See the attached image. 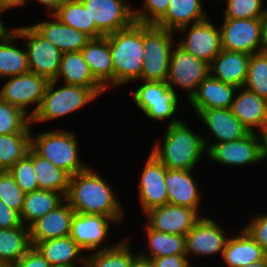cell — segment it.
Segmentation results:
<instances>
[{
	"label": "cell",
	"instance_id": "1",
	"mask_svg": "<svg viewBox=\"0 0 267 267\" xmlns=\"http://www.w3.org/2000/svg\"><path fill=\"white\" fill-rule=\"evenodd\" d=\"M110 186L97 174L87 168L70 177L65 199L79 214H98L120 221L122 208Z\"/></svg>",
	"mask_w": 267,
	"mask_h": 267
},
{
	"label": "cell",
	"instance_id": "2",
	"mask_svg": "<svg viewBox=\"0 0 267 267\" xmlns=\"http://www.w3.org/2000/svg\"><path fill=\"white\" fill-rule=\"evenodd\" d=\"M157 145L151 153L169 169L193 170L207 143L180 120H171L166 129L163 148Z\"/></svg>",
	"mask_w": 267,
	"mask_h": 267
},
{
	"label": "cell",
	"instance_id": "3",
	"mask_svg": "<svg viewBox=\"0 0 267 267\" xmlns=\"http://www.w3.org/2000/svg\"><path fill=\"white\" fill-rule=\"evenodd\" d=\"M113 63V85H123L140 79L144 62L143 24L131 26L107 35Z\"/></svg>",
	"mask_w": 267,
	"mask_h": 267
},
{
	"label": "cell",
	"instance_id": "4",
	"mask_svg": "<svg viewBox=\"0 0 267 267\" xmlns=\"http://www.w3.org/2000/svg\"><path fill=\"white\" fill-rule=\"evenodd\" d=\"M172 32L155 24H143L145 55L140 80L167 81L172 53Z\"/></svg>",
	"mask_w": 267,
	"mask_h": 267
},
{
	"label": "cell",
	"instance_id": "5",
	"mask_svg": "<svg viewBox=\"0 0 267 267\" xmlns=\"http://www.w3.org/2000/svg\"><path fill=\"white\" fill-rule=\"evenodd\" d=\"M32 137L31 148L70 176L88 168L79 162L77 141L71 132L50 131Z\"/></svg>",
	"mask_w": 267,
	"mask_h": 267
},
{
	"label": "cell",
	"instance_id": "6",
	"mask_svg": "<svg viewBox=\"0 0 267 267\" xmlns=\"http://www.w3.org/2000/svg\"><path fill=\"white\" fill-rule=\"evenodd\" d=\"M56 81H49L33 122H43L67 115L94 100L98 95L88 87L65 84L57 90Z\"/></svg>",
	"mask_w": 267,
	"mask_h": 267
},
{
	"label": "cell",
	"instance_id": "7",
	"mask_svg": "<svg viewBox=\"0 0 267 267\" xmlns=\"http://www.w3.org/2000/svg\"><path fill=\"white\" fill-rule=\"evenodd\" d=\"M18 37L27 38V56L31 73L55 80L60 68L62 52L44 39L32 26L15 29Z\"/></svg>",
	"mask_w": 267,
	"mask_h": 267
},
{
	"label": "cell",
	"instance_id": "8",
	"mask_svg": "<svg viewBox=\"0 0 267 267\" xmlns=\"http://www.w3.org/2000/svg\"><path fill=\"white\" fill-rule=\"evenodd\" d=\"M210 74L209 64L196 58L177 44L172 50L167 84L176 94L172 85H177L183 90H189V100L195 94L197 87Z\"/></svg>",
	"mask_w": 267,
	"mask_h": 267
},
{
	"label": "cell",
	"instance_id": "9",
	"mask_svg": "<svg viewBox=\"0 0 267 267\" xmlns=\"http://www.w3.org/2000/svg\"><path fill=\"white\" fill-rule=\"evenodd\" d=\"M48 80L35 73L11 76L0 92V99L25 111L26 105L36 103L37 106L29 117H33L40 108Z\"/></svg>",
	"mask_w": 267,
	"mask_h": 267
},
{
	"label": "cell",
	"instance_id": "10",
	"mask_svg": "<svg viewBox=\"0 0 267 267\" xmlns=\"http://www.w3.org/2000/svg\"><path fill=\"white\" fill-rule=\"evenodd\" d=\"M89 10L91 22L107 36L135 22L134 11L123 0H81Z\"/></svg>",
	"mask_w": 267,
	"mask_h": 267
},
{
	"label": "cell",
	"instance_id": "11",
	"mask_svg": "<svg viewBox=\"0 0 267 267\" xmlns=\"http://www.w3.org/2000/svg\"><path fill=\"white\" fill-rule=\"evenodd\" d=\"M220 29L223 50L239 51L249 55L260 53L261 18H225Z\"/></svg>",
	"mask_w": 267,
	"mask_h": 267
},
{
	"label": "cell",
	"instance_id": "12",
	"mask_svg": "<svg viewBox=\"0 0 267 267\" xmlns=\"http://www.w3.org/2000/svg\"><path fill=\"white\" fill-rule=\"evenodd\" d=\"M134 94L137 106L151 119L164 120L174 115L178 98L167 82L144 81Z\"/></svg>",
	"mask_w": 267,
	"mask_h": 267
},
{
	"label": "cell",
	"instance_id": "13",
	"mask_svg": "<svg viewBox=\"0 0 267 267\" xmlns=\"http://www.w3.org/2000/svg\"><path fill=\"white\" fill-rule=\"evenodd\" d=\"M261 137L250 132L242 139L214 143L208 147V155L212 160L225 165H245L262 161Z\"/></svg>",
	"mask_w": 267,
	"mask_h": 267
},
{
	"label": "cell",
	"instance_id": "14",
	"mask_svg": "<svg viewBox=\"0 0 267 267\" xmlns=\"http://www.w3.org/2000/svg\"><path fill=\"white\" fill-rule=\"evenodd\" d=\"M198 211L188 207L166 204L146 212L149 217V227L167 234L186 236L200 219Z\"/></svg>",
	"mask_w": 267,
	"mask_h": 267
},
{
	"label": "cell",
	"instance_id": "15",
	"mask_svg": "<svg viewBox=\"0 0 267 267\" xmlns=\"http://www.w3.org/2000/svg\"><path fill=\"white\" fill-rule=\"evenodd\" d=\"M178 45L196 58L210 64L222 51L221 32L207 19L193 22L187 37Z\"/></svg>",
	"mask_w": 267,
	"mask_h": 267
},
{
	"label": "cell",
	"instance_id": "16",
	"mask_svg": "<svg viewBox=\"0 0 267 267\" xmlns=\"http://www.w3.org/2000/svg\"><path fill=\"white\" fill-rule=\"evenodd\" d=\"M165 176L166 167L151 153L139 183V198L145 212L168 204Z\"/></svg>",
	"mask_w": 267,
	"mask_h": 267
},
{
	"label": "cell",
	"instance_id": "17",
	"mask_svg": "<svg viewBox=\"0 0 267 267\" xmlns=\"http://www.w3.org/2000/svg\"><path fill=\"white\" fill-rule=\"evenodd\" d=\"M74 209L68 204L61 203L55 209L36 220L30 228L32 246L39 242L69 236L71 233Z\"/></svg>",
	"mask_w": 267,
	"mask_h": 267
},
{
	"label": "cell",
	"instance_id": "18",
	"mask_svg": "<svg viewBox=\"0 0 267 267\" xmlns=\"http://www.w3.org/2000/svg\"><path fill=\"white\" fill-rule=\"evenodd\" d=\"M228 238L223 230L209 218H200L185 236L186 257L190 252L198 255L223 254Z\"/></svg>",
	"mask_w": 267,
	"mask_h": 267
},
{
	"label": "cell",
	"instance_id": "19",
	"mask_svg": "<svg viewBox=\"0 0 267 267\" xmlns=\"http://www.w3.org/2000/svg\"><path fill=\"white\" fill-rule=\"evenodd\" d=\"M250 56L244 52L222 49L209 64L210 75L225 84L241 89L247 79Z\"/></svg>",
	"mask_w": 267,
	"mask_h": 267
},
{
	"label": "cell",
	"instance_id": "20",
	"mask_svg": "<svg viewBox=\"0 0 267 267\" xmlns=\"http://www.w3.org/2000/svg\"><path fill=\"white\" fill-rule=\"evenodd\" d=\"M109 220L116 222L104 215L75 213L70 236L83 250H96L108 234Z\"/></svg>",
	"mask_w": 267,
	"mask_h": 267
},
{
	"label": "cell",
	"instance_id": "21",
	"mask_svg": "<svg viewBox=\"0 0 267 267\" xmlns=\"http://www.w3.org/2000/svg\"><path fill=\"white\" fill-rule=\"evenodd\" d=\"M197 89L189 101L199 114L202 110L213 108L231 109L233 92L238 88L225 84L209 74Z\"/></svg>",
	"mask_w": 267,
	"mask_h": 267
},
{
	"label": "cell",
	"instance_id": "22",
	"mask_svg": "<svg viewBox=\"0 0 267 267\" xmlns=\"http://www.w3.org/2000/svg\"><path fill=\"white\" fill-rule=\"evenodd\" d=\"M55 21H44L32 27L62 53L81 51L91 38L60 22L56 17Z\"/></svg>",
	"mask_w": 267,
	"mask_h": 267
},
{
	"label": "cell",
	"instance_id": "23",
	"mask_svg": "<svg viewBox=\"0 0 267 267\" xmlns=\"http://www.w3.org/2000/svg\"><path fill=\"white\" fill-rule=\"evenodd\" d=\"M218 140L216 143L236 141L250 131L232 113L231 109L213 108L198 114Z\"/></svg>",
	"mask_w": 267,
	"mask_h": 267
},
{
	"label": "cell",
	"instance_id": "24",
	"mask_svg": "<svg viewBox=\"0 0 267 267\" xmlns=\"http://www.w3.org/2000/svg\"><path fill=\"white\" fill-rule=\"evenodd\" d=\"M191 172L192 170L166 168L165 187L169 204L198 211L200 198Z\"/></svg>",
	"mask_w": 267,
	"mask_h": 267
},
{
	"label": "cell",
	"instance_id": "25",
	"mask_svg": "<svg viewBox=\"0 0 267 267\" xmlns=\"http://www.w3.org/2000/svg\"><path fill=\"white\" fill-rule=\"evenodd\" d=\"M93 77L105 88L113 84V63L107 36L91 39L81 50Z\"/></svg>",
	"mask_w": 267,
	"mask_h": 267
},
{
	"label": "cell",
	"instance_id": "26",
	"mask_svg": "<svg viewBox=\"0 0 267 267\" xmlns=\"http://www.w3.org/2000/svg\"><path fill=\"white\" fill-rule=\"evenodd\" d=\"M231 111L250 132H254L253 127H260V131L264 132L267 113L266 99L245 87L233 99Z\"/></svg>",
	"mask_w": 267,
	"mask_h": 267
},
{
	"label": "cell",
	"instance_id": "27",
	"mask_svg": "<svg viewBox=\"0 0 267 267\" xmlns=\"http://www.w3.org/2000/svg\"><path fill=\"white\" fill-rule=\"evenodd\" d=\"M62 76L65 84L91 88L97 95L106 89L93 77L81 51L62 53L58 77Z\"/></svg>",
	"mask_w": 267,
	"mask_h": 267
},
{
	"label": "cell",
	"instance_id": "28",
	"mask_svg": "<svg viewBox=\"0 0 267 267\" xmlns=\"http://www.w3.org/2000/svg\"><path fill=\"white\" fill-rule=\"evenodd\" d=\"M222 257L229 267H244L264 260L267 253L244 229L239 236L227 240Z\"/></svg>",
	"mask_w": 267,
	"mask_h": 267
},
{
	"label": "cell",
	"instance_id": "29",
	"mask_svg": "<svg viewBox=\"0 0 267 267\" xmlns=\"http://www.w3.org/2000/svg\"><path fill=\"white\" fill-rule=\"evenodd\" d=\"M200 0H170L165 15L155 24L169 30L186 31L190 22L206 19Z\"/></svg>",
	"mask_w": 267,
	"mask_h": 267
},
{
	"label": "cell",
	"instance_id": "30",
	"mask_svg": "<svg viewBox=\"0 0 267 267\" xmlns=\"http://www.w3.org/2000/svg\"><path fill=\"white\" fill-rule=\"evenodd\" d=\"M27 155L33 160L34 173L39 189L60 192L65 197L71 176L52 164L48 159L38 155L31 147Z\"/></svg>",
	"mask_w": 267,
	"mask_h": 267
},
{
	"label": "cell",
	"instance_id": "31",
	"mask_svg": "<svg viewBox=\"0 0 267 267\" xmlns=\"http://www.w3.org/2000/svg\"><path fill=\"white\" fill-rule=\"evenodd\" d=\"M20 227L0 228V264L13 265L32 247L30 228Z\"/></svg>",
	"mask_w": 267,
	"mask_h": 267
},
{
	"label": "cell",
	"instance_id": "32",
	"mask_svg": "<svg viewBox=\"0 0 267 267\" xmlns=\"http://www.w3.org/2000/svg\"><path fill=\"white\" fill-rule=\"evenodd\" d=\"M52 16L63 24L85 33L91 39L104 36L96 28L95 23L91 22L89 10L81 0H65Z\"/></svg>",
	"mask_w": 267,
	"mask_h": 267
},
{
	"label": "cell",
	"instance_id": "33",
	"mask_svg": "<svg viewBox=\"0 0 267 267\" xmlns=\"http://www.w3.org/2000/svg\"><path fill=\"white\" fill-rule=\"evenodd\" d=\"M35 247L51 266L76 267L75 259L83 251L70 235L39 242Z\"/></svg>",
	"mask_w": 267,
	"mask_h": 267
},
{
	"label": "cell",
	"instance_id": "34",
	"mask_svg": "<svg viewBox=\"0 0 267 267\" xmlns=\"http://www.w3.org/2000/svg\"><path fill=\"white\" fill-rule=\"evenodd\" d=\"M61 194L60 192L44 189L25 193L23 207L20 212L23 225L24 221L29 222L30 225L28 227H30L40 217L59 206L63 202L62 200L65 199Z\"/></svg>",
	"mask_w": 267,
	"mask_h": 267
},
{
	"label": "cell",
	"instance_id": "35",
	"mask_svg": "<svg viewBox=\"0 0 267 267\" xmlns=\"http://www.w3.org/2000/svg\"><path fill=\"white\" fill-rule=\"evenodd\" d=\"M17 33L11 31L0 39V76H17L30 72L27 51L13 46ZM2 42V43H1Z\"/></svg>",
	"mask_w": 267,
	"mask_h": 267
},
{
	"label": "cell",
	"instance_id": "36",
	"mask_svg": "<svg viewBox=\"0 0 267 267\" xmlns=\"http://www.w3.org/2000/svg\"><path fill=\"white\" fill-rule=\"evenodd\" d=\"M31 133L0 134V170L8 171L31 147Z\"/></svg>",
	"mask_w": 267,
	"mask_h": 267
},
{
	"label": "cell",
	"instance_id": "37",
	"mask_svg": "<svg viewBox=\"0 0 267 267\" xmlns=\"http://www.w3.org/2000/svg\"><path fill=\"white\" fill-rule=\"evenodd\" d=\"M149 247L151 249V258L141 253L140 256L149 260L169 256L186 255L185 236L178 234H167L154 230L147 226Z\"/></svg>",
	"mask_w": 267,
	"mask_h": 267
},
{
	"label": "cell",
	"instance_id": "38",
	"mask_svg": "<svg viewBox=\"0 0 267 267\" xmlns=\"http://www.w3.org/2000/svg\"><path fill=\"white\" fill-rule=\"evenodd\" d=\"M126 241L118 243L113 247L102 248L90 257L80 259L86 267H130L133 255Z\"/></svg>",
	"mask_w": 267,
	"mask_h": 267
},
{
	"label": "cell",
	"instance_id": "39",
	"mask_svg": "<svg viewBox=\"0 0 267 267\" xmlns=\"http://www.w3.org/2000/svg\"><path fill=\"white\" fill-rule=\"evenodd\" d=\"M26 112L0 99V134L30 133L31 117Z\"/></svg>",
	"mask_w": 267,
	"mask_h": 267
},
{
	"label": "cell",
	"instance_id": "40",
	"mask_svg": "<svg viewBox=\"0 0 267 267\" xmlns=\"http://www.w3.org/2000/svg\"><path fill=\"white\" fill-rule=\"evenodd\" d=\"M245 85L248 90L267 100V54L256 53L250 56Z\"/></svg>",
	"mask_w": 267,
	"mask_h": 267
},
{
	"label": "cell",
	"instance_id": "41",
	"mask_svg": "<svg viewBox=\"0 0 267 267\" xmlns=\"http://www.w3.org/2000/svg\"><path fill=\"white\" fill-rule=\"evenodd\" d=\"M8 171L24 193L39 190L34 173L33 160L27 154Z\"/></svg>",
	"mask_w": 267,
	"mask_h": 267
},
{
	"label": "cell",
	"instance_id": "42",
	"mask_svg": "<svg viewBox=\"0 0 267 267\" xmlns=\"http://www.w3.org/2000/svg\"><path fill=\"white\" fill-rule=\"evenodd\" d=\"M25 193L16 184L9 171L0 172V199L10 208L18 211L22 210Z\"/></svg>",
	"mask_w": 267,
	"mask_h": 267
},
{
	"label": "cell",
	"instance_id": "43",
	"mask_svg": "<svg viewBox=\"0 0 267 267\" xmlns=\"http://www.w3.org/2000/svg\"><path fill=\"white\" fill-rule=\"evenodd\" d=\"M262 2V0H227L225 18H262L267 12V9L262 11Z\"/></svg>",
	"mask_w": 267,
	"mask_h": 267
},
{
	"label": "cell",
	"instance_id": "44",
	"mask_svg": "<svg viewBox=\"0 0 267 267\" xmlns=\"http://www.w3.org/2000/svg\"><path fill=\"white\" fill-rule=\"evenodd\" d=\"M170 0H144L147 12L134 11L135 22L142 24H156L167 12Z\"/></svg>",
	"mask_w": 267,
	"mask_h": 267
},
{
	"label": "cell",
	"instance_id": "45",
	"mask_svg": "<svg viewBox=\"0 0 267 267\" xmlns=\"http://www.w3.org/2000/svg\"><path fill=\"white\" fill-rule=\"evenodd\" d=\"M244 229L267 253V215L257 216Z\"/></svg>",
	"mask_w": 267,
	"mask_h": 267
},
{
	"label": "cell",
	"instance_id": "46",
	"mask_svg": "<svg viewBox=\"0 0 267 267\" xmlns=\"http://www.w3.org/2000/svg\"><path fill=\"white\" fill-rule=\"evenodd\" d=\"M13 267H51L40 251L32 246L27 253L22 256Z\"/></svg>",
	"mask_w": 267,
	"mask_h": 267
},
{
	"label": "cell",
	"instance_id": "47",
	"mask_svg": "<svg viewBox=\"0 0 267 267\" xmlns=\"http://www.w3.org/2000/svg\"><path fill=\"white\" fill-rule=\"evenodd\" d=\"M21 225H23V223L20 218V213L7 206L0 199V228L10 229L20 227Z\"/></svg>",
	"mask_w": 267,
	"mask_h": 267
},
{
	"label": "cell",
	"instance_id": "48",
	"mask_svg": "<svg viewBox=\"0 0 267 267\" xmlns=\"http://www.w3.org/2000/svg\"><path fill=\"white\" fill-rule=\"evenodd\" d=\"M186 255H169L152 259V267H184L189 261Z\"/></svg>",
	"mask_w": 267,
	"mask_h": 267
},
{
	"label": "cell",
	"instance_id": "49",
	"mask_svg": "<svg viewBox=\"0 0 267 267\" xmlns=\"http://www.w3.org/2000/svg\"><path fill=\"white\" fill-rule=\"evenodd\" d=\"M260 53L267 54V12L261 18Z\"/></svg>",
	"mask_w": 267,
	"mask_h": 267
},
{
	"label": "cell",
	"instance_id": "50",
	"mask_svg": "<svg viewBox=\"0 0 267 267\" xmlns=\"http://www.w3.org/2000/svg\"><path fill=\"white\" fill-rule=\"evenodd\" d=\"M20 5L25 3V0H19ZM44 5L48 6V9H51L53 13H51V16L57 11V9L64 3L65 0H37Z\"/></svg>",
	"mask_w": 267,
	"mask_h": 267
},
{
	"label": "cell",
	"instance_id": "51",
	"mask_svg": "<svg viewBox=\"0 0 267 267\" xmlns=\"http://www.w3.org/2000/svg\"><path fill=\"white\" fill-rule=\"evenodd\" d=\"M130 267H152V262L151 260L144 258L140 255L139 256L135 255V258L130 264Z\"/></svg>",
	"mask_w": 267,
	"mask_h": 267
},
{
	"label": "cell",
	"instance_id": "52",
	"mask_svg": "<svg viewBox=\"0 0 267 267\" xmlns=\"http://www.w3.org/2000/svg\"><path fill=\"white\" fill-rule=\"evenodd\" d=\"M261 135V151H262V160L267 157V132H260Z\"/></svg>",
	"mask_w": 267,
	"mask_h": 267
},
{
	"label": "cell",
	"instance_id": "53",
	"mask_svg": "<svg viewBox=\"0 0 267 267\" xmlns=\"http://www.w3.org/2000/svg\"><path fill=\"white\" fill-rule=\"evenodd\" d=\"M20 1L19 0H0V7H3L5 10L8 8L19 6Z\"/></svg>",
	"mask_w": 267,
	"mask_h": 267
},
{
	"label": "cell",
	"instance_id": "54",
	"mask_svg": "<svg viewBox=\"0 0 267 267\" xmlns=\"http://www.w3.org/2000/svg\"><path fill=\"white\" fill-rule=\"evenodd\" d=\"M5 9L3 7H0V13L3 12ZM10 32L5 29L4 25L2 24V22L0 21V39H2L3 37L7 36Z\"/></svg>",
	"mask_w": 267,
	"mask_h": 267
},
{
	"label": "cell",
	"instance_id": "55",
	"mask_svg": "<svg viewBox=\"0 0 267 267\" xmlns=\"http://www.w3.org/2000/svg\"><path fill=\"white\" fill-rule=\"evenodd\" d=\"M244 267H267V257L264 260L251 263L250 265Z\"/></svg>",
	"mask_w": 267,
	"mask_h": 267
},
{
	"label": "cell",
	"instance_id": "56",
	"mask_svg": "<svg viewBox=\"0 0 267 267\" xmlns=\"http://www.w3.org/2000/svg\"><path fill=\"white\" fill-rule=\"evenodd\" d=\"M264 132H267V113H266V121H265V126H264Z\"/></svg>",
	"mask_w": 267,
	"mask_h": 267
},
{
	"label": "cell",
	"instance_id": "57",
	"mask_svg": "<svg viewBox=\"0 0 267 267\" xmlns=\"http://www.w3.org/2000/svg\"><path fill=\"white\" fill-rule=\"evenodd\" d=\"M0 267H13L12 265H1Z\"/></svg>",
	"mask_w": 267,
	"mask_h": 267
},
{
	"label": "cell",
	"instance_id": "58",
	"mask_svg": "<svg viewBox=\"0 0 267 267\" xmlns=\"http://www.w3.org/2000/svg\"><path fill=\"white\" fill-rule=\"evenodd\" d=\"M184 267H192V266L189 265V262H188Z\"/></svg>",
	"mask_w": 267,
	"mask_h": 267
},
{
	"label": "cell",
	"instance_id": "59",
	"mask_svg": "<svg viewBox=\"0 0 267 267\" xmlns=\"http://www.w3.org/2000/svg\"><path fill=\"white\" fill-rule=\"evenodd\" d=\"M51 267H70V266H51Z\"/></svg>",
	"mask_w": 267,
	"mask_h": 267
}]
</instances>
